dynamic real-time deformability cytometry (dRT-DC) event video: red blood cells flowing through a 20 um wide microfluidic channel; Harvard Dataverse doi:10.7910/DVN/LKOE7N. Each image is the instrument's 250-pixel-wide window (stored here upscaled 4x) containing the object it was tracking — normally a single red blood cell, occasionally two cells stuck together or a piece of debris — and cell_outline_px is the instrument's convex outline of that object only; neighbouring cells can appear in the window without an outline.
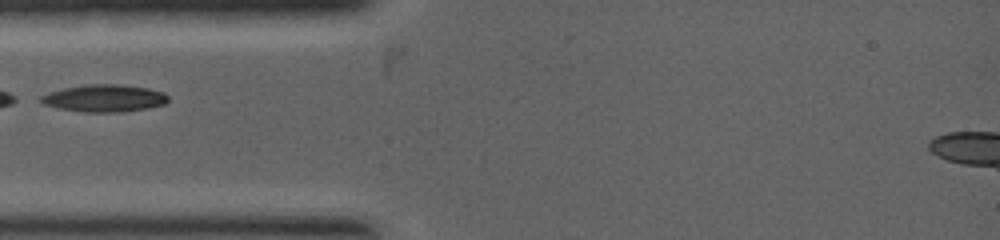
{"species": "common noctule bat (a hibernating species)", "species_latin": "Nyctalus noctula", "temperature_condition": "warm", "stored_images_in_passage": 3, "camera_frame_rate_fps": 5000, "um_per_image_px": 0.085, "animal": {"sex": "female", "body_mass_g": 19.0, "forearm_length_mm": 53.3}, "frame": {"image": 1, "passage_image": 1, "time_ms": 0.0, "image_size_px": [1000, 240], "cell_outline_px": [[168, 100], [164, 104], [148, 108], [120, 112], [84, 112], [56, 108], [44, 104], [36, 100], [40, 96], [48, 92], [64, 88], [88, 84], [120, 84], [148, 88], [164, 92], [168, 96]], "centroid_in_image_um": [8.83, 8.35], "position_along_channel_um": 76.2, "area_um2": 20.4}}